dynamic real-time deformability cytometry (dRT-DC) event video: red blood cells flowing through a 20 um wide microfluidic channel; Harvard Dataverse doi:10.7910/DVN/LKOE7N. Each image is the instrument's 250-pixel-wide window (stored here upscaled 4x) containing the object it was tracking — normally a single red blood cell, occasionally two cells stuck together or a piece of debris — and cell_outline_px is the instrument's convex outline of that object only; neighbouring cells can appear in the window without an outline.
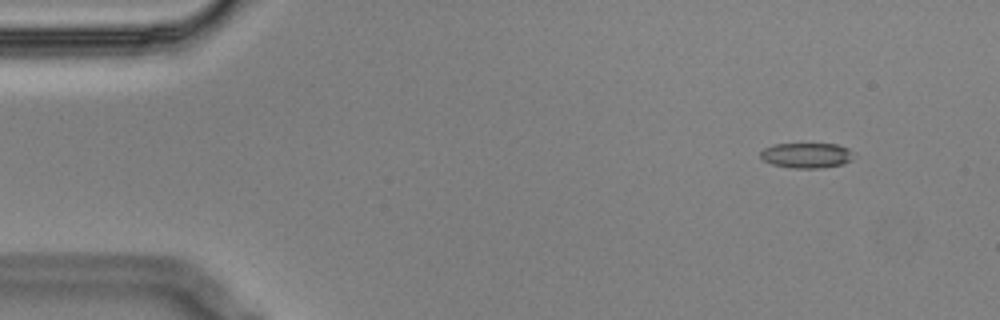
{"species": "Egyptian fruit bat (a non-hibernating species)", "species_latin": "Rousettus aegyptiacus", "temperature_condition": "cold", "stored_images_in_passage": 4, "camera_frame_rate_fps": 3000, "um_per_image_px": 0.085, "animal": {"sex": "male"}, "frame": {"image": 1, "passage_image": 1, "time_ms": 0.0, "image_size_px": [1000, 320], "cell_outline_px": [[852, 160], [844, 164], [820, 168], [792, 168], [772, 164], [764, 160], [760, 156], [760, 152], [764, 148], [776, 144], [836, 144], [848, 148]], "centroid_in_image_um": [68.53, 13.21], "position_along_channel_um": 16.5, "area_um2": 13.53}}
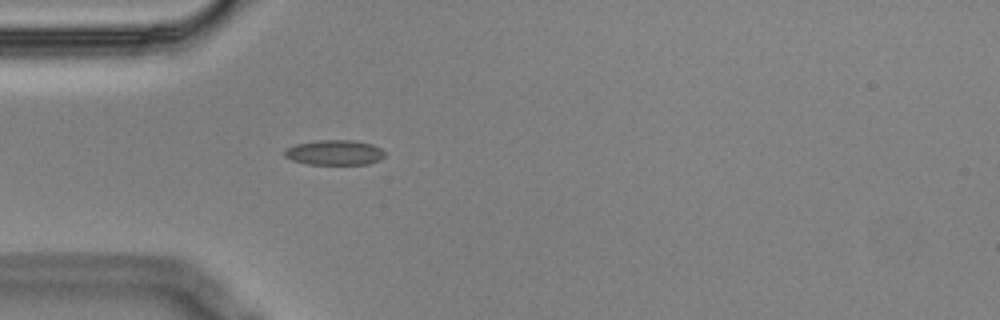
{"frame": {"image": 2, "passage_image": 4, "time_ms": 1.0, "image_size_px": [1000, 320], "cell_outline_px": [[384, 156], [380, 160], [368, 164], [308, 164], [292, 160], [284, 156], [284, 148], [296, 144], [320, 140], [352, 140], [372, 144], [380, 148], [384, 152]], "centroid_in_image_um": [28.42, 12.96], "position_along_channel_um": 56.6, "area_um2": 14.62}}